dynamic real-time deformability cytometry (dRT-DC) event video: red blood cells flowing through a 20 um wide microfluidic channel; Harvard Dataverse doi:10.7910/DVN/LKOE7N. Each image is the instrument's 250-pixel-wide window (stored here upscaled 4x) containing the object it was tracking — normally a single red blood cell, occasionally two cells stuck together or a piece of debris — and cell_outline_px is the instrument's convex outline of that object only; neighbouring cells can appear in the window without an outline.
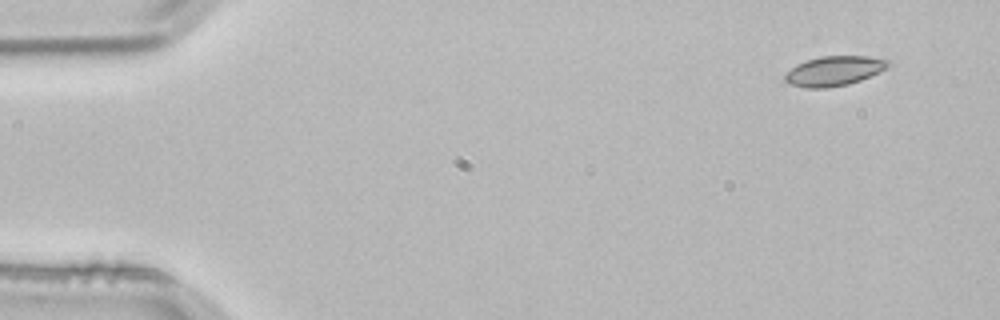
{"species": "common noctule bat (a hibernating species)", "species_latin": "Nyctalus noctula", "temperature_condition": "room temperature", "stored_images_in_passage": 3, "camera_frame_rate_fps": 3000, "um_per_image_px": 0.085, "animal": {"sex": "male", "body_mass_g": 21.5, "forearm_length_mm": 52.0}, "frame": {"image": 1, "passage_image": 1, "time_ms": 0.0, "image_size_px": [1000, 320], "cell_outline_px": [[892, 64], [860, 80], [848, 84], [828, 88], [804, 88], [788, 84], [784, 80], [784, 72], [796, 64], [820, 56], [868, 56], [892, 60]], "centroid_in_image_um": [70.84, 6.03], "position_along_channel_um": 14.2, "area_um2": 17.98}}